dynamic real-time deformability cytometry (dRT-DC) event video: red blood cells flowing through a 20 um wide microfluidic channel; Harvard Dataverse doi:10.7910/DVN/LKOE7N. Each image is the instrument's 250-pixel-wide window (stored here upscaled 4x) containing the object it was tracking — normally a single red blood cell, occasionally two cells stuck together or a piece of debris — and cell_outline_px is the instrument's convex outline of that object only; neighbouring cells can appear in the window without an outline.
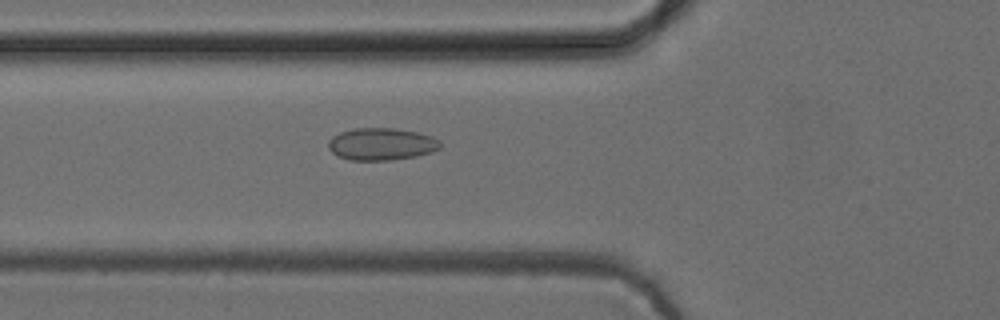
{"species": "common noctule bat (a hibernating species)", "species_latin": "Nyctalus noctula", "temperature_condition": "cold", "stored_images_in_passage": 52, "camera_frame_rate_fps": 3000, "um_per_image_px": 0.085, "animal": {"sex": "female", "body_mass_g": 24.6, "forearm_length_mm": 56.2}, "frame": {"image": 1, "passage_image": 19, "time_ms": 6.0, "image_size_px": [1000, 320], "cell_outline_px": [[440, 148], [432, 152], [416, 156], [388, 160], [348, 160], [336, 156], [328, 148], [328, 140], [332, 136], [340, 132], [356, 128], [392, 128], [416, 132], [432, 136], [440, 140]], "centroid_in_image_um": [32.39, 12.25], "position_along_channel_um": 93.4, "area_um2": 21.1}}
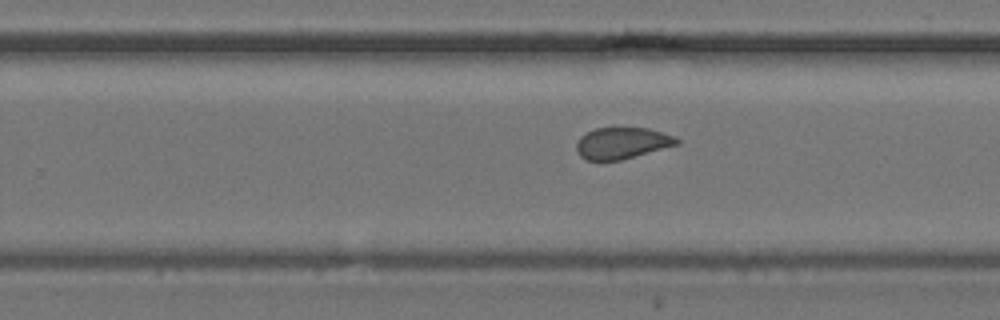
{"frame": {"image": 2, "passage_image": 33, "time_ms": 10.667, "image_size_px": [1000, 320], "cell_outline_px": [[680, 144], [620, 160], [588, 160], [580, 156], [576, 148], [576, 144], [580, 136], [596, 128], [648, 128], [672, 136], [680, 140]], "centroid_in_image_um": [52.87, 12.16], "position_along_channel_um": 276.9, "area_um2": 18.15}}
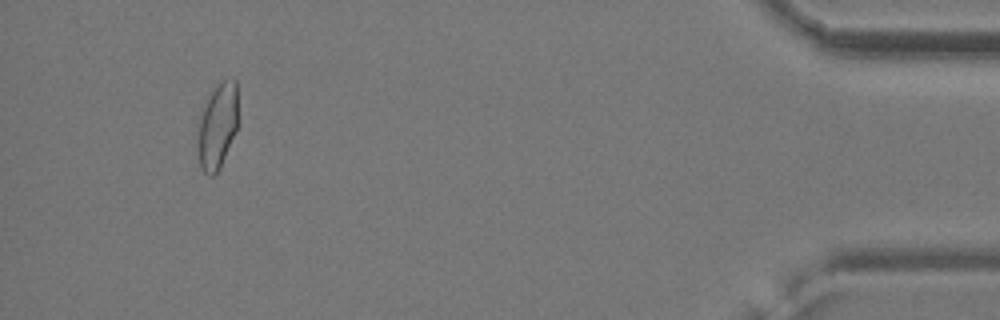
{"frame": {"image": 3, "passage_image": 49, "time_ms": 16.0, "image_size_px": [1000, 320], "cell_outline_px": [[236, 128], [220, 168], [212, 176], [208, 176], [200, 168], [200, 108], [212, 88], [224, 80], [232, 76], [236, 80]], "centroid_in_image_um": [18.48, 10.63], "position_along_channel_um": 416.7, "area_um2": 19.54}, "authors_computed_cell_mechanics": {"area_um2": 20.1722, "velocity_mm_per_s": 3.9241, "shape_relaxation_time_tau1_ms": null, "shape_relaxation_time_tau2_ms": 1.2808, "deformation_change_tau1": null, "deformation_change_tau2": 0.0622}}